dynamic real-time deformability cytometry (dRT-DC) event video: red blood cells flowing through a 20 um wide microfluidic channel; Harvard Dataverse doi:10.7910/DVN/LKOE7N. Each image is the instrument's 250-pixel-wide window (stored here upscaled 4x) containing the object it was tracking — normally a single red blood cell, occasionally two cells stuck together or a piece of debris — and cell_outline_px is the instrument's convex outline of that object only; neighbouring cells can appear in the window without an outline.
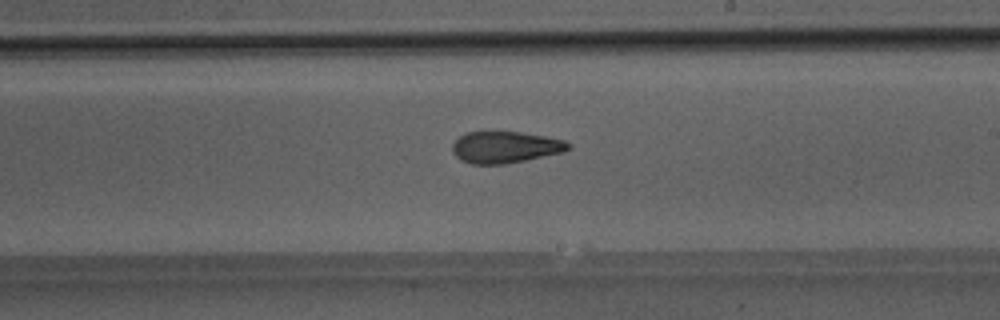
{"species": "Egyptian fruit bat (a non-hibernating species)", "species_latin": "Rousettus aegyptiacus", "temperature_condition": "room temperature", "stored_images_in_passage": 31, "camera_frame_rate_fps": 3000, "um_per_image_px": 0.085, "animal": {"sex": "male"}, "frame": {"image": 1, "passage_image": 26, "time_ms": 8.333, "image_size_px": [1000, 320], "cell_outline_px": [[572, 148], [564, 152], [504, 164], [472, 164], [460, 160], [452, 152], [452, 144], [460, 136], [468, 132], [520, 132], [544, 136], [564, 140], [572, 144]], "centroid_in_image_um": [42.96, 12.51], "position_along_channel_um": 246.0, "area_um2": 21.33}}